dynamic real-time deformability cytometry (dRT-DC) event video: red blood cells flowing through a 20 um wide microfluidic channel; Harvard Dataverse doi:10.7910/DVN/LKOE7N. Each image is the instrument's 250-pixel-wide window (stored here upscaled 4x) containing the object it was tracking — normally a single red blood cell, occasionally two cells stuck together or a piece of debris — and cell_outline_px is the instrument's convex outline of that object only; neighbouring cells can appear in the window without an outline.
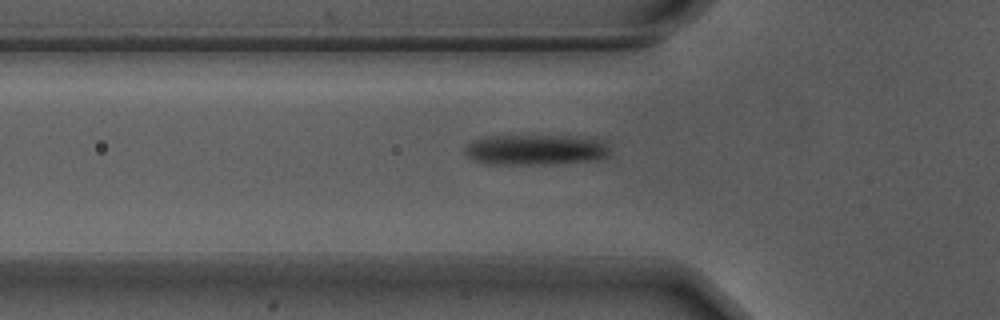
{"species": "Egyptian fruit bat (a non-hibernating species)", "species_latin": "Rousettus aegyptiacus", "temperature_condition": "warm", "stored_images_in_passage": 41, "camera_frame_rate_fps": 3000, "um_per_image_px": 0.085, "animal": {"sex": "male"}, "frame": {"image": 1, "passage_image": 9, "time_ms": 2.667, "image_size_px": [1000, 320], "cell_outline_px": [[608, 156], [600, 160], [552, 164], [484, 164], [472, 160], [464, 152], [464, 148], [472, 140], [480, 136], [572, 136], [608, 140]], "centroid_in_image_um": [45.54, 12.73], "position_along_channel_um": 80.3, "area_um2": 26.36}}
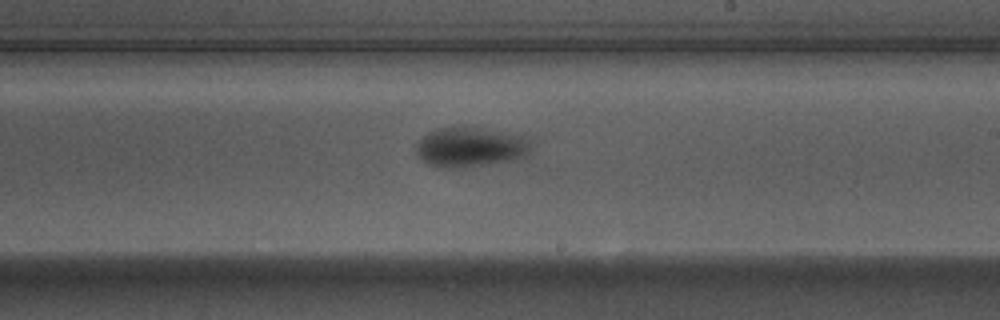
{"frame": {"image": 2, "passage_image": 23, "time_ms": 7.333, "image_size_px": [1000, 320], "cell_outline_px": [[528, 152], [520, 156], [508, 160], [460, 168], [436, 168], [424, 160], [416, 152], [416, 140], [428, 132], [436, 128], [464, 124], [520, 136], [528, 140]], "centroid_in_image_um": [39.83, 12.46], "position_along_channel_um": 249.2, "area_um2": 26.47}}
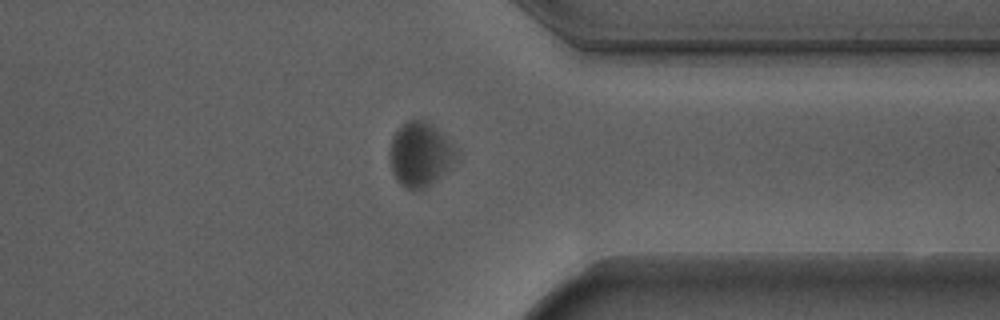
{"frame": {"image": 3, "passage_image": 34, "time_ms": 11.0, "image_size_px": [1000, 320], "cell_outline_px": [[460, 156], [436, 180], [420, 192], [416, 192], [404, 188], [396, 180], [392, 172], [392, 136], [408, 120], [424, 120], [436, 128], [456, 148]], "centroid_in_image_um": [35.74, 13.17], "position_along_channel_um": 375.7, "area_um2": 24.62}}